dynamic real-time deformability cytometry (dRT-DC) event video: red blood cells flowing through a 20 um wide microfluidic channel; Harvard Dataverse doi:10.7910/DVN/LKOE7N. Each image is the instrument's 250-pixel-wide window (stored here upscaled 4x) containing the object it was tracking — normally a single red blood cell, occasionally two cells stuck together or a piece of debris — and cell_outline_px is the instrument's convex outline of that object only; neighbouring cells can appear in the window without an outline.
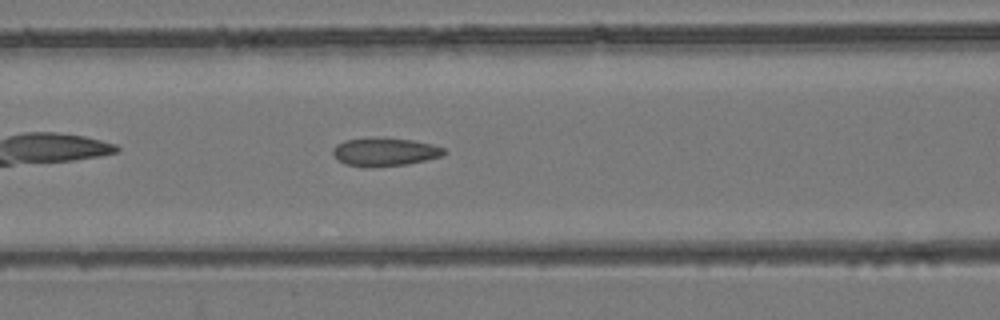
{"species": "common noctule bat (a hibernating species)", "species_latin": "Nyctalus noctula", "temperature_condition": "room temperature", "stored_images_in_passage": 41, "camera_frame_rate_fps": 3000, "um_per_image_px": 0.085, "animal": {"sex": "female", "body_mass_g": 24.6, "forearm_length_mm": 56.2}, "frame": {"image": 1, "passage_image": 11, "time_ms": 3.333, "image_size_px": [1000, 320], "cell_outline_px": [[448, 152], [440, 156], [408, 164], [344, 164], [336, 160], [332, 152], [332, 148], [336, 144], [344, 140], [412, 140], [432, 144], [444, 148]], "centroid_in_image_um": [32.72, 12.9], "position_along_channel_um": 133.9, "area_um2": 16.88}}
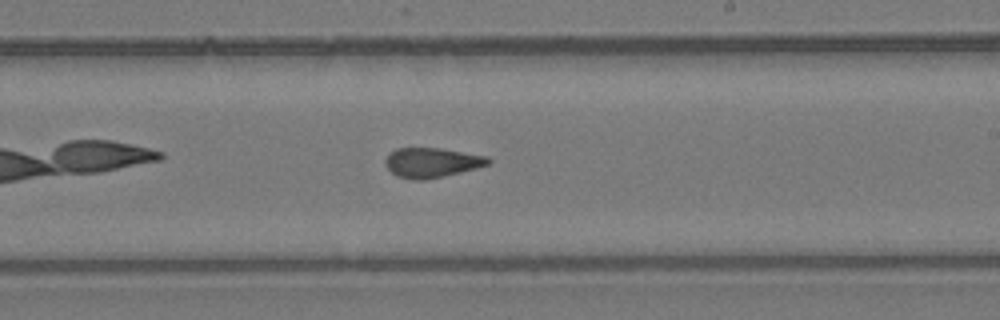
{"frame": {"image": 2, "passage_image": 20, "time_ms": 6.333, "image_size_px": [1000, 320], "cell_outline_px": [[492, 160], [488, 164], [476, 168], [460, 172], [424, 180], [412, 180], [396, 176], [384, 164], [384, 160], [396, 148], [440, 148], [488, 156]], "centroid_in_image_um": [36.7, 13.82], "position_along_channel_um": 252.3, "area_um2": 17.74}}
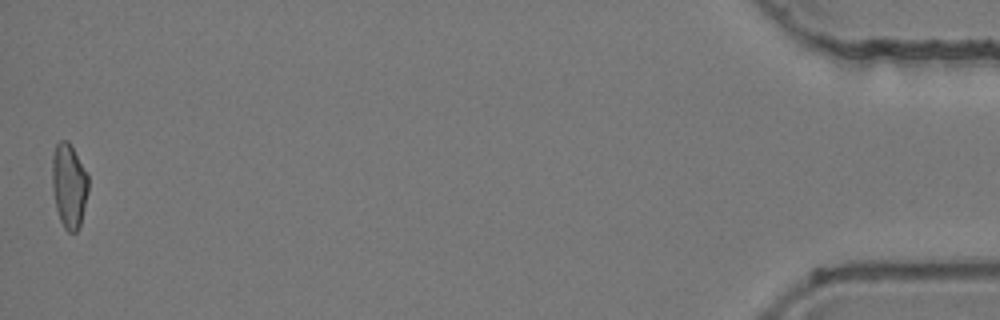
{"frame": {"image": 3, "passage_image": 41, "time_ms": 13.333, "image_size_px": [1000, 320], "cell_outline_px": [[88, 192], [80, 224], [76, 232], [68, 232], [64, 228], [60, 220], [56, 208], [52, 188], [52, 156], [56, 144], [60, 140], [68, 140], [88, 176]], "centroid_in_image_um": [5.85, 15.78], "position_along_channel_um": 429.4, "area_um2": 17.69}, "authors_computed_cell_mechanics": {"area_um2": 17.918, "velocity_mm_per_s": 3.9594, "shape_relaxation_time_tau1_ms": null, "shape_relaxation_time_tau2_ms": 2.7873, "deformation_change_tau1": null, "deformation_change_tau2": 0.0928}}